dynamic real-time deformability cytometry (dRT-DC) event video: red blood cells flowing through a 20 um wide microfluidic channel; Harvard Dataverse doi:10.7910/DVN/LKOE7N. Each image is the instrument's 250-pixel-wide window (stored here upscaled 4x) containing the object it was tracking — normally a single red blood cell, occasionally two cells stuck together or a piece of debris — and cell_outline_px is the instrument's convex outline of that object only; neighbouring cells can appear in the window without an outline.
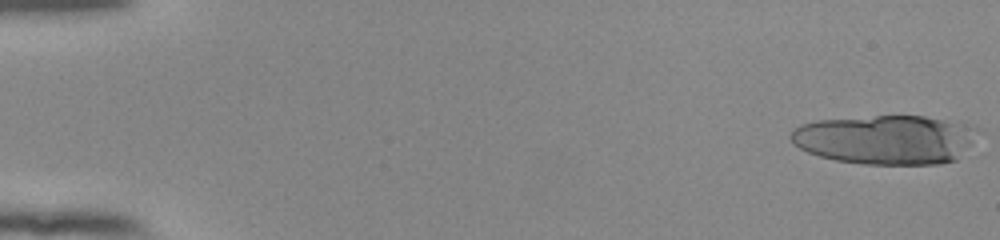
{"species": "human", "species_latin": "Homo sapiens", "temperature_condition": "room temperature", "stored_images_in_passage": 18, "camera_frame_rate_fps": 3000, "um_per_image_px": 0.085, "donor": {"sex": "female"}, "frame": {"image": 1, "passage_image": 1, "time_ms": 0.0, "image_size_px": [1000, 240], "cell_outline_px": [[984, 132], [956, 160], [940, 164], [864, 164], [836, 160], [820, 156], [808, 152], [792, 144], [788, 136], [792, 128], [800, 124], [816, 120], [876, 116], [924, 116], [960, 120], [976, 124], [984, 128]], "centroid_in_image_um": [75.41, 11.84], "position_along_channel_um": 9.6, "area_um2": 55.2}}